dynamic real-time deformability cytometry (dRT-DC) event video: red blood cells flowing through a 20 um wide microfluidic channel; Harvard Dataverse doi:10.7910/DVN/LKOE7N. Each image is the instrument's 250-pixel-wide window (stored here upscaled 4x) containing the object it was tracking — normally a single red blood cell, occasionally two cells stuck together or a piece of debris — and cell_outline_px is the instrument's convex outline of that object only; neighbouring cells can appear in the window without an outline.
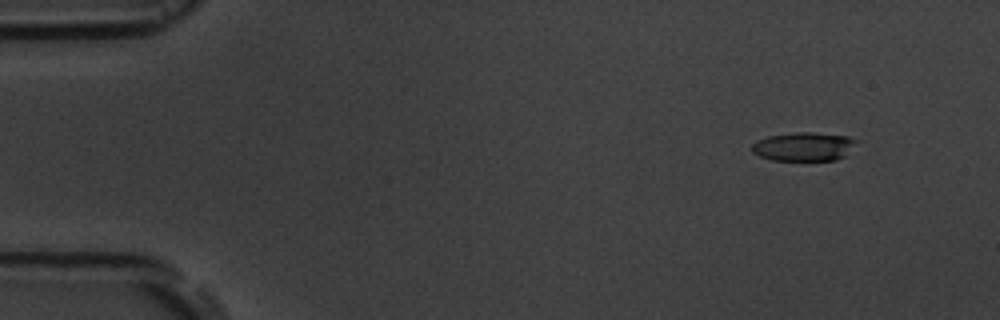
{"species": "common noctule bat (a hibernating species)", "species_latin": "Nyctalus noctula", "temperature_condition": "room temperature", "stored_images_in_passage": 4, "camera_frame_rate_fps": 3000, "um_per_image_px": 0.085, "animal": {"sex": "male", "body_mass_g": 19.5, "forearm_length_mm": 54.6}, "frame": {"image": 1, "passage_image": 1, "time_ms": 0.0, "image_size_px": [1000, 320], "cell_outline_px": [[860, 140], [844, 156], [836, 160], [772, 160], [760, 156], [752, 152], [752, 144], [756, 140], [768, 136], [796, 132], [808, 132], [848, 136]], "centroid_in_image_um": [68.33, 12.45], "position_along_channel_um": 16.7, "area_um2": 17.51}}
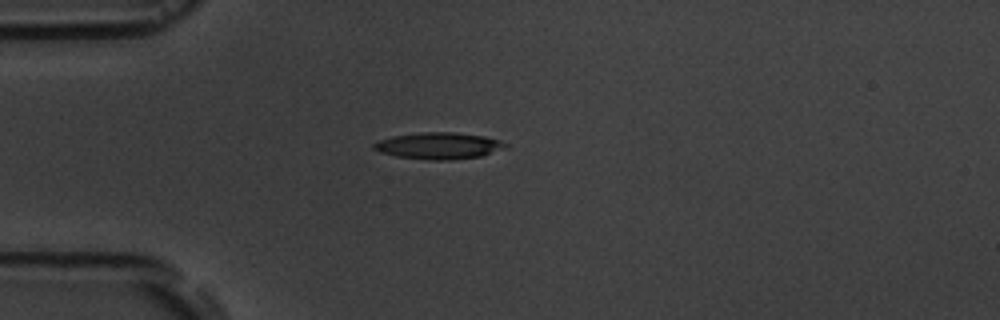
{"frame": {"image": 2, "passage_image": 4, "time_ms": 3.333, "image_size_px": [1000, 320], "cell_outline_px": [[508, 148], [480, 156], [448, 160], [432, 160], [396, 156], [380, 152], [372, 148], [372, 144], [380, 140], [392, 136], [420, 132], [456, 132], [484, 136], [500, 140], [508, 144]], "centroid_in_image_um": [37.31, 12.38], "position_along_channel_um": 47.7, "area_um2": 20.46}}